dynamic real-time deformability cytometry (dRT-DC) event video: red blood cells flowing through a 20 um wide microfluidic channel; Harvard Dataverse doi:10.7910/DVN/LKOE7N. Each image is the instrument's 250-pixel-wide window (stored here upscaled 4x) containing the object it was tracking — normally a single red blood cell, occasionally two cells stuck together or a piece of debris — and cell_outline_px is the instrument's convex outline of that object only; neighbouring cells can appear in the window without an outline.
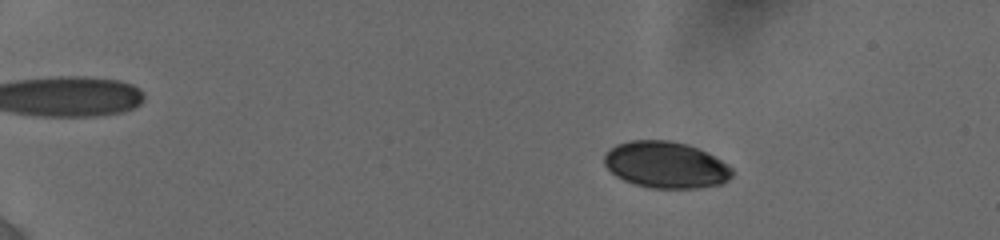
{"species": "human", "species_latin": "Homo sapiens", "temperature_condition": "cold", "stored_images_in_passage": 30, "camera_frame_rate_fps": 3000, "um_per_image_px": 0.085, "donor": {"sex": "female"}, "frame": {"image": 1, "passage_image": 17, "time_ms": 3.667, "image_size_px": [1000, 240], "cell_outline_px": [[732, 176], [728, 180], [720, 184], [700, 188], [652, 188], [636, 184], [624, 180], [616, 176], [604, 164], [604, 152], [608, 148], [616, 144], [628, 140], [668, 140], [688, 144], [708, 152], [728, 164], [732, 168]], "centroid_in_image_um": [56.59, 14.0], "position_along_channel_um": 28.4, "area_um2": 34.97}}
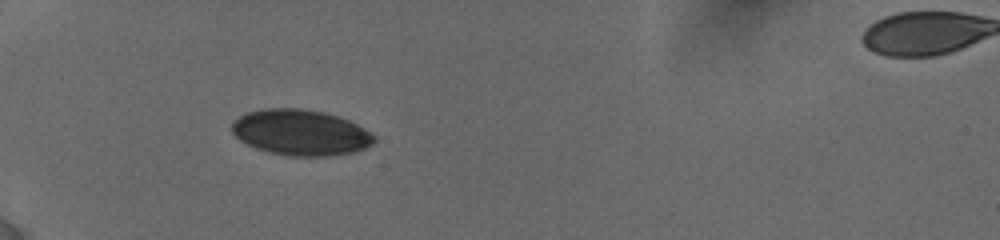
{"frame": {"image": 2, "passage_image": 29, "time_ms": 7.0, "image_size_px": [1000, 240], "cell_outline_px": [[376, 140], [372, 144], [364, 148], [352, 152], [332, 156], [288, 156], [268, 152], [256, 148], [240, 140], [232, 132], [232, 120], [248, 112], [264, 108], [300, 108], [324, 112], [340, 116], [372, 132], [376, 136]], "centroid_in_image_um": [25.56, 11.26], "position_along_channel_um": 59.4, "area_um2": 38.15}}